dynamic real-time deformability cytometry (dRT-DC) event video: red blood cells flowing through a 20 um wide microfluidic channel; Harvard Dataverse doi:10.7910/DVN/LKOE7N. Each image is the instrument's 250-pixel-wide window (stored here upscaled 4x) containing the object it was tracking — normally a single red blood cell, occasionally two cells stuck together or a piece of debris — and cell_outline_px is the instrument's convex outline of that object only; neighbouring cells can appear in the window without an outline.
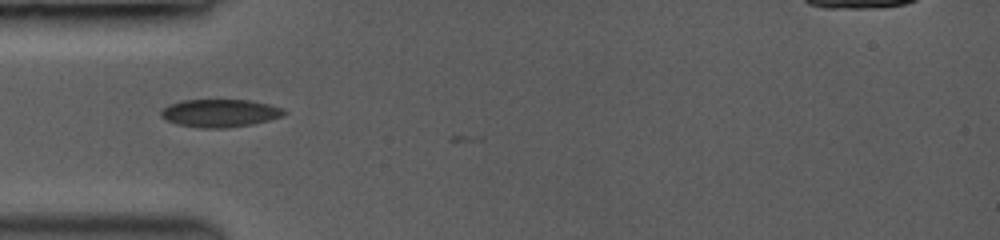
{"species": "common noctule bat (a hibernating species)", "species_latin": "Nyctalus noctula", "temperature_condition": "room temperature", "stored_images_in_passage": 4, "camera_frame_rate_fps": 3500, "um_per_image_px": 0.085, "animal": {"sex": "female", "body_mass_g": 19.0, "forearm_length_mm": 53.3}, "frame": {"image": 1, "passage_image": 1, "time_ms": 0.0, "image_size_px": [1000, 240], "cell_outline_px": [[288, 112], [284, 116], [252, 124], [228, 128], [200, 128], [176, 124], [160, 116], [160, 112], [164, 108], [172, 104], [184, 100], [248, 100], [268, 104], [280, 108]], "centroid_in_image_um": [18.71, 9.62], "position_along_channel_um": 66.3, "area_um2": 19.83}}